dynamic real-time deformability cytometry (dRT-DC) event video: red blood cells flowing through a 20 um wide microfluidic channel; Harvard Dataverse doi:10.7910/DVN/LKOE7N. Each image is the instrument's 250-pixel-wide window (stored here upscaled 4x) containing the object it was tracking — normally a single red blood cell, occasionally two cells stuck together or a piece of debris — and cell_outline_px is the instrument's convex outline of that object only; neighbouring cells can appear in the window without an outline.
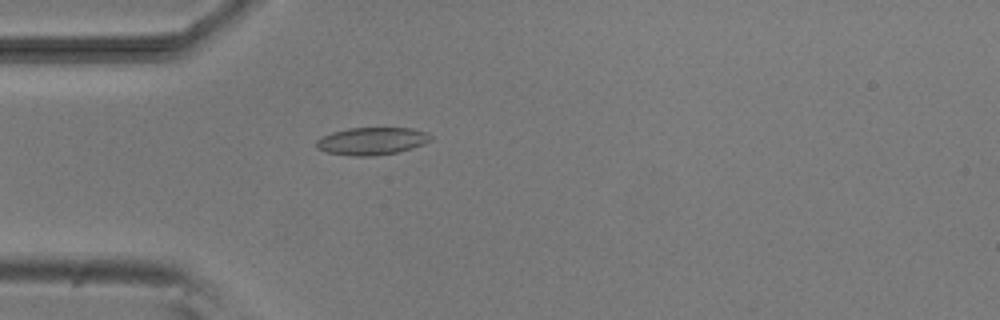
{"species": "common noctule bat (a hibernating species)", "species_latin": "Nyctalus noctula", "temperature_condition": "room temperature", "stored_images_in_passage": 4, "camera_frame_rate_fps": 3000, "um_per_image_px": 0.085, "animal": {"sex": "male", "body_mass_g": 20.5, "forearm_length_mm": 52.5}, "frame": {"image": 1, "passage_image": 4, "time_ms": 3.333, "image_size_px": [1000, 320], "cell_outline_px": [[432, 140], [424, 144], [412, 148], [396, 152], [372, 156], [356, 156], [324, 152], [316, 148], [316, 140], [332, 132], [348, 128], [412, 128], [428, 132], [432, 136]], "centroid_in_image_um": [31.62, 11.99], "position_along_channel_um": 53.4, "area_um2": 18.38}}